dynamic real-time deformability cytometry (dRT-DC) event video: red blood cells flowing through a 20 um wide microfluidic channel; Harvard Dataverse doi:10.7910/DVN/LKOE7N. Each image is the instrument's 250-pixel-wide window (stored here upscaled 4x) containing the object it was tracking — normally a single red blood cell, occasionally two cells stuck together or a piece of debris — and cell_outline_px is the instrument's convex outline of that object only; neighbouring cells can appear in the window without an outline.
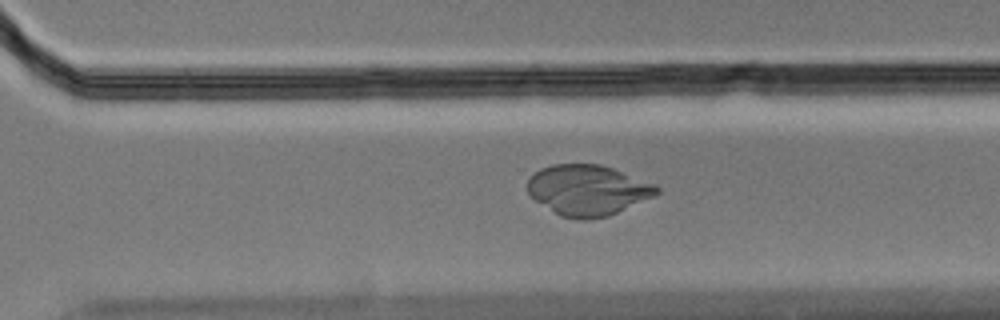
{"species": "Egyptian fruit bat (a non-hibernating species)", "species_latin": "Rousettus aegyptiacus", "temperature_condition": "cold", "stored_images_in_passage": 53, "camera_frame_rate_fps": 3000, "um_per_image_px": 0.085, "animal": {"sex": "male"}, "frame": {"image": 1, "passage_image": 36, "time_ms": 11.667, "image_size_px": [1000, 320], "cell_outline_px": [[660, 192], [652, 196], [608, 216], [560, 216], [536, 200], [528, 192], [528, 180], [540, 168], [552, 164], [600, 164], [612, 168], [652, 184], [660, 188]], "centroid_in_image_um": [49.93, 16.11], "position_along_channel_um": 320.7, "area_um2": 36.65}}